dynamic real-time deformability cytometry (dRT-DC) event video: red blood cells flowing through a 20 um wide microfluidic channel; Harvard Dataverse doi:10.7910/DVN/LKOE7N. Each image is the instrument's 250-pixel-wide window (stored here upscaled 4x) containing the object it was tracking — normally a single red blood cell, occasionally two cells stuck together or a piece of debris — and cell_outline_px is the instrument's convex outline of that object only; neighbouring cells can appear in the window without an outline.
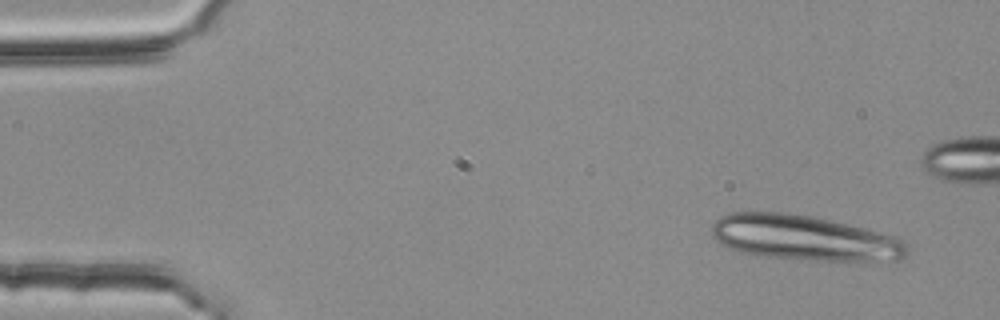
{"species": "common noctule bat (a hibernating species)", "species_latin": "Nyctalus noctula", "temperature_condition": "room temperature", "stored_images_in_passage": 4, "camera_frame_rate_fps": 3000, "um_per_image_px": 0.085, "animal": {"sex": "female", "body_mass_g": 25.1}, "frame": {"image": 1, "passage_image": 1, "time_ms": 0.0, "image_size_px": [1000, 320], "cell_outline_px": [[908, 256], [896, 260], [812, 260], [756, 256], [740, 252], [728, 248], [720, 244], [712, 236], [712, 224], [720, 216], [728, 212], [780, 212], [812, 216], [848, 224], [864, 228], [892, 236], [904, 240], [908, 244]], "centroid_in_image_um": [68.31, 20.22], "position_along_channel_um": 16.7, "area_um2": 51.56}}